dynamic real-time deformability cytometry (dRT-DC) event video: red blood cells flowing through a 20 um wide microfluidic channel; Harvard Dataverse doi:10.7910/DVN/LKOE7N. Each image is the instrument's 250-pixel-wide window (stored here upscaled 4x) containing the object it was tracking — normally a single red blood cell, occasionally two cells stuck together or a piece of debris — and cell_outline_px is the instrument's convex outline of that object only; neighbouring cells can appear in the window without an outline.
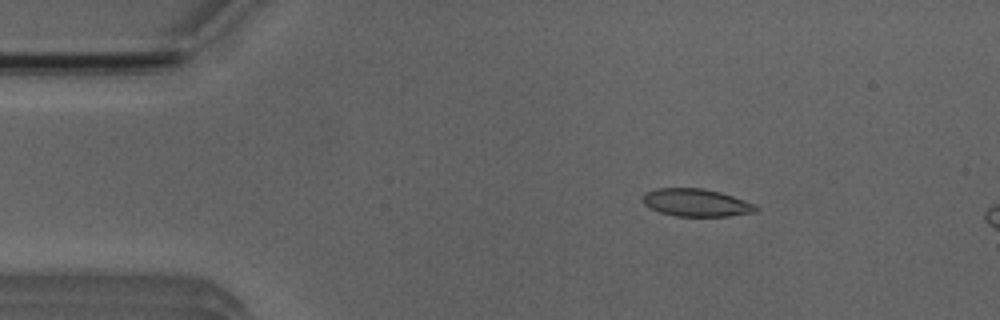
{"species": "Egyptian fruit bat (a non-hibernating species)", "species_latin": "Rousettus aegyptiacus", "temperature_condition": "room temperature", "stored_images_in_passage": 4, "camera_frame_rate_fps": 3000, "um_per_image_px": 0.085, "animal": {"sex": "male"}, "frame": {"image": 1, "passage_image": 2, "time_ms": 1.333, "image_size_px": [1000, 320], "cell_outline_px": [[760, 208], [756, 212], [728, 216], [676, 216], [660, 212], [644, 204], [640, 200], [644, 192], [656, 188], [704, 188], [720, 192], [756, 204]], "centroid_in_image_um": [59.17, 17.22], "position_along_channel_um": 25.8, "area_um2": 18.38}}